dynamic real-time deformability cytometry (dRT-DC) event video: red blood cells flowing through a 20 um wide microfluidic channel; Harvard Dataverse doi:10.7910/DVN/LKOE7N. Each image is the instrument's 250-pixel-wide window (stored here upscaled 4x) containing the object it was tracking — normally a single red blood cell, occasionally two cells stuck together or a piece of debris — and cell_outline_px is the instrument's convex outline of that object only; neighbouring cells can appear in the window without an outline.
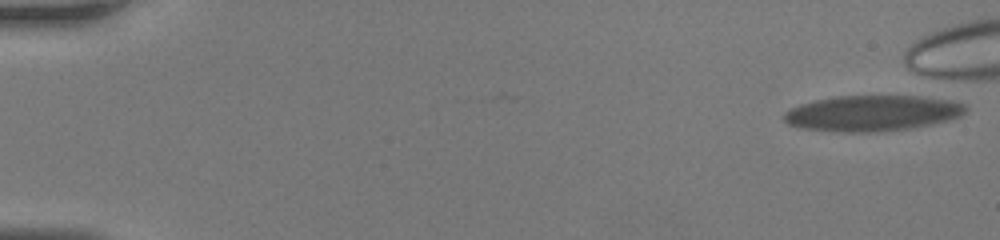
{"species": "human", "species_latin": "Homo sapiens", "temperature_condition": "room temperature", "stored_images_in_passage": 4, "camera_frame_rate_fps": 3000, "um_per_image_px": 0.085, "donor": {"sex": "female"}, "frame": {"image": 1, "passage_image": 1, "time_ms": 0.0, "image_size_px": [1000, 240], "cell_outline_px": [[968, 108], [960, 116], [948, 120], [932, 124], [908, 128], [876, 132], [844, 132], [804, 128], [788, 124], [784, 120], [784, 112], [800, 104], [816, 100], [836, 96], [924, 96], [956, 100], [964, 104]], "centroid_in_image_um": [74.19, 9.61], "position_along_channel_um": 10.8, "area_um2": 37.8}}